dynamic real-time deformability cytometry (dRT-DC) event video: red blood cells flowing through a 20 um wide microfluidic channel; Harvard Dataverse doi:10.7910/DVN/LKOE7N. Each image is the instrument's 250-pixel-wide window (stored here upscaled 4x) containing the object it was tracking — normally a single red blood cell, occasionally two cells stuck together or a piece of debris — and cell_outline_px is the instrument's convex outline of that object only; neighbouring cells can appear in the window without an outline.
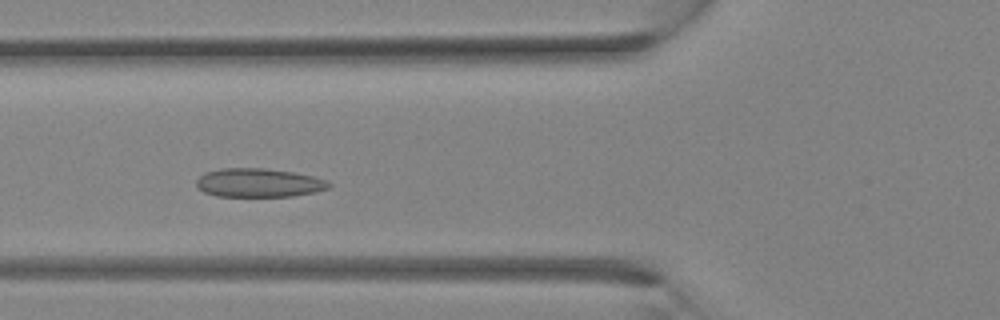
{"species": "Egyptian fruit bat (a non-hibernating species)", "species_latin": "Rousettus aegyptiacus", "temperature_condition": "room temperature", "stored_images_in_passage": 29, "camera_frame_rate_fps": 3000, "um_per_image_px": 0.085, "animal": {"sex": "female"}, "frame": {"image": 1, "passage_image": 7, "time_ms": 2.0, "image_size_px": [1000, 320], "cell_outline_px": [[332, 184], [328, 188], [312, 192], [292, 196], [216, 196], [204, 192], [196, 188], [196, 180], [204, 172], [220, 168], [264, 168], [292, 172], [312, 176], [328, 180]], "centroid_in_image_um": [21.94, 15.53], "position_along_channel_um": 103.9, "area_um2": 22.2}}
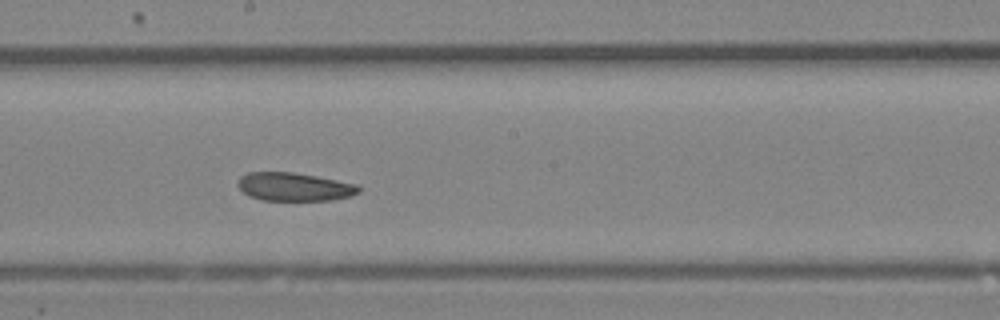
{"frame": {"image": 2, "passage_image": 13, "time_ms": 4.0, "image_size_px": [1000, 320], "cell_outline_px": [[360, 192], [352, 196], [332, 200], [260, 200], [248, 196], [236, 184], [236, 180], [240, 176], [248, 172], [292, 172], [316, 176], [360, 184]], "centroid_in_image_um": [25.02, 15.87], "position_along_channel_um": 223.2, "area_um2": 20.23}}
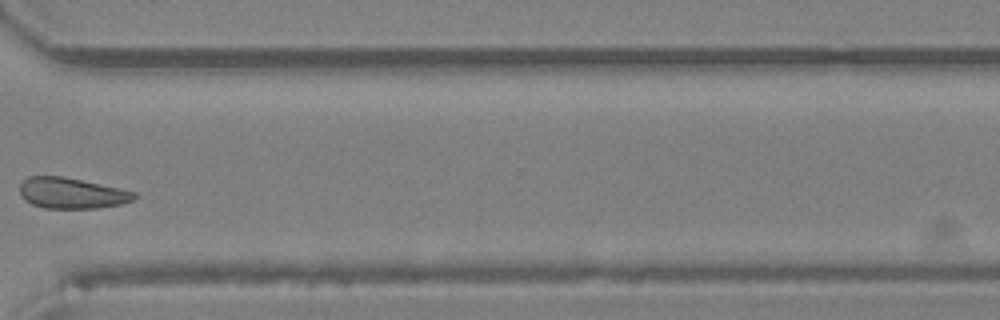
{"frame": {"image": 3, "passage_image": 20, "time_ms": 6.333, "image_size_px": [1000, 320], "cell_outline_px": [[136, 196], [132, 200], [120, 204], [96, 208], [44, 208], [32, 204], [24, 200], [20, 196], [20, 184], [28, 176], [64, 176], [120, 188], [136, 192]], "centroid_in_image_um": [6.06, 16.41], "position_along_channel_um": 364.5, "area_um2": 20.58}}